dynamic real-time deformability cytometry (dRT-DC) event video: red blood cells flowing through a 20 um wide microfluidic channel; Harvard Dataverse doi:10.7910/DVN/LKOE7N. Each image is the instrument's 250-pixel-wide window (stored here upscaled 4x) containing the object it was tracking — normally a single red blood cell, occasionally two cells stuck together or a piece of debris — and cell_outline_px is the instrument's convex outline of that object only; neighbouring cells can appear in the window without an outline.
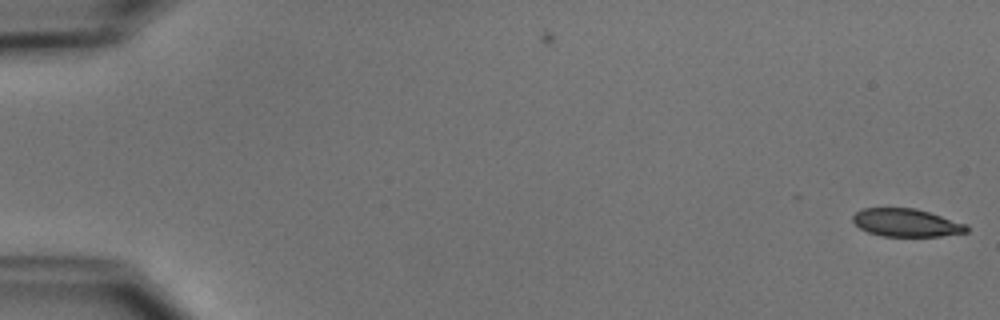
{"species": "common noctule bat (a hibernating species)", "species_latin": "Nyctalus noctula", "temperature_condition": "cold", "stored_images_in_passage": 3, "camera_frame_rate_fps": 3000, "um_per_image_px": 0.085, "animal": {"sex": "male", "body_mass_g": 15.6}, "frame": {"image": 1, "passage_image": 3, "time_ms": 0.667, "image_size_px": [1000, 320], "cell_outline_px": [[968, 232], [940, 236], [880, 236], [868, 232], [860, 228], [852, 220], [852, 216], [856, 212], [864, 208], [916, 208], [968, 224]], "centroid_in_image_um": [77.05, 18.93], "position_along_channel_um": 8.0, "area_um2": 18.55}}